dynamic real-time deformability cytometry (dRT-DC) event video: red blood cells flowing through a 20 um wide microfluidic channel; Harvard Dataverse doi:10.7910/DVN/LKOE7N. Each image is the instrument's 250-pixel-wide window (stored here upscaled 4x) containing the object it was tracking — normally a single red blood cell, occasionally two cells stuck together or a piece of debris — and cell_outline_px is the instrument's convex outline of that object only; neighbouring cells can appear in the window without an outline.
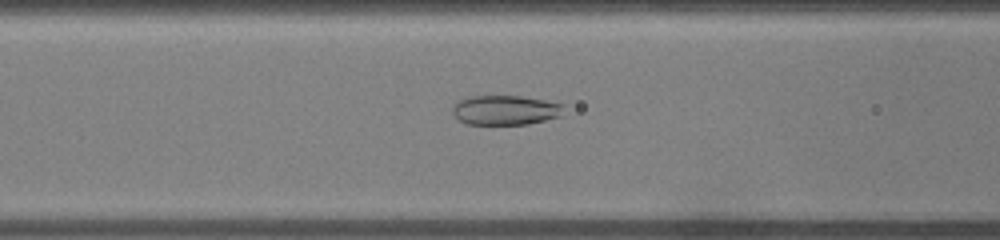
{"species": "common noctule bat (a hibernating species)", "species_latin": "Nyctalus noctula", "temperature_condition": "warm", "stored_images_in_passage": 28, "camera_frame_rate_fps": 3000, "um_per_image_px": 0.085, "animal": {"sex": "male", "body_mass_g": 19.0, "forearm_length_mm": 50.8}, "frame": {"image": 1, "passage_image": 6, "time_ms": 1.667, "image_size_px": [1000, 240], "cell_outline_px": [[564, 104], [560, 116], [528, 124], [468, 124], [460, 120], [452, 112], [452, 108], [460, 100], [468, 96], [520, 96], [544, 100]], "centroid_in_image_um": [42.95, 9.35], "position_along_channel_um": 123.7, "area_um2": 18.96}}
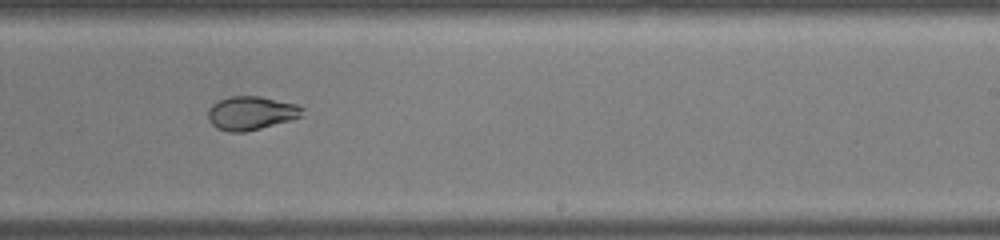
{"frame": {"image": 2, "passage_image": 14, "time_ms": 4.333, "image_size_px": [1000, 240], "cell_outline_px": [[304, 116], [292, 120], [244, 132], [228, 132], [216, 128], [208, 120], [208, 108], [212, 104], [228, 96], [260, 96], [296, 104], [304, 108]], "centroid_in_image_um": [21.35, 9.61], "position_along_channel_um": 267.6, "area_um2": 18.67}}
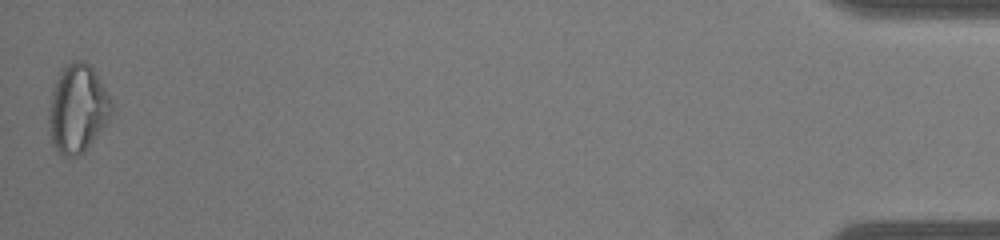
{"frame": {"image": 3, "passage_image": 28, "time_ms": 9.0, "image_size_px": [1000, 240], "cell_outline_px": [[112, 112], [104, 124], [84, 152], [76, 156], [64, 156], [52, 144], [48, 124], [48, 108], [52, 88], [60, 72], [72, 60], [84, 60], [96, 72], [112, 104]], "centroid_in_image_um": [6.55, 9.22], "position_along_channel_um": 428.6, "area_um2": 31.79}}